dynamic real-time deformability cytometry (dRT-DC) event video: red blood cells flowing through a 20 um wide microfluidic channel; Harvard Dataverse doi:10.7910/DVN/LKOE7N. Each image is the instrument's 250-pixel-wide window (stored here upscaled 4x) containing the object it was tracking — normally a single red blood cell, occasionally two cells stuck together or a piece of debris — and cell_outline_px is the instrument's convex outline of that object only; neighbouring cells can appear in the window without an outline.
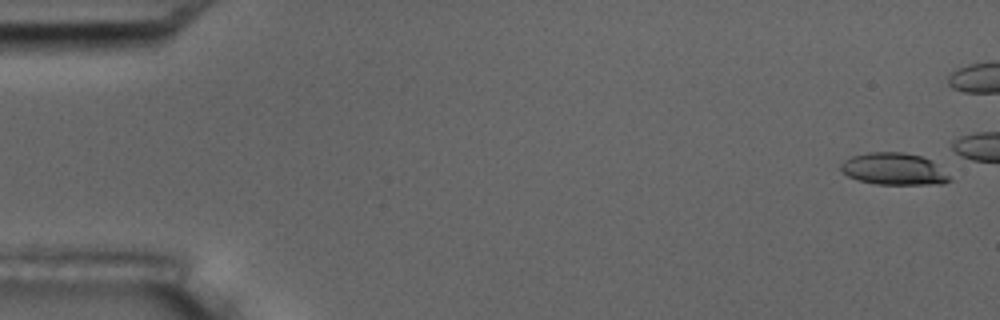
{"species": "common noctule bat (a hibernating species)", "species_latin": "Nyctalus noctula", "temperature_condition": "room temperature", "stored_images_in_passage": 9, "camera_frame_rate_fps": 3000, "um_per_image_px": 0.085, "animal": {"sex": "male", "body_mass_g": 17.5, "forearm_length_mm": 52.3}, "frame": {"image": 1, "passage_image": 1, "time_ms": 0.0, "image_size_px": [1000, 320], "cell_outline_px": [[952, 180], [944, 184], [876, 184], [860, 180], [848, 176], [840, 168], [840, 164], [844, 160], [852, 156], [868, 152], [904, 152], [920, 156], [932, 160]], "centroid_in_image_um": [75.97, 14.36], "position_along_channel_um": 9.0, "area_um2": 20.11}}
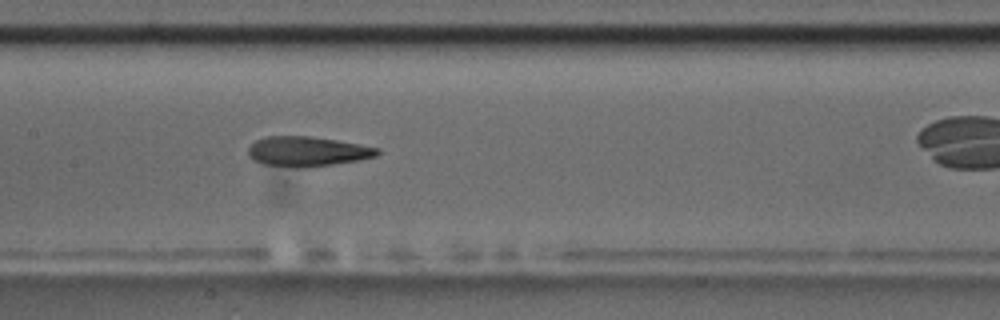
{"frame": {"image": 2, "passage_image": 8, "time_ms": 8.667, "image_size_px": [1000, 320], "cell_outline_px": [[380, 152], [376, 156], [360, 160], [332, 164], [264, 164], [248, 156], [248, 148], [256, 140], [264, 136], [308, 136], [336, 140], [380, 148]], "centroid_in_image_um": [26.15, 12.81], "position_along_channel_um": 181.2, "area_um2": 21.33}}